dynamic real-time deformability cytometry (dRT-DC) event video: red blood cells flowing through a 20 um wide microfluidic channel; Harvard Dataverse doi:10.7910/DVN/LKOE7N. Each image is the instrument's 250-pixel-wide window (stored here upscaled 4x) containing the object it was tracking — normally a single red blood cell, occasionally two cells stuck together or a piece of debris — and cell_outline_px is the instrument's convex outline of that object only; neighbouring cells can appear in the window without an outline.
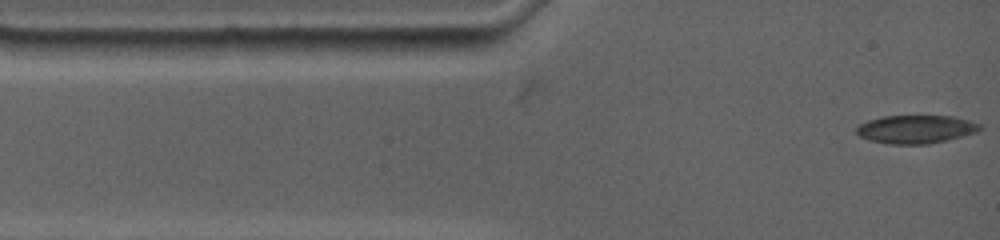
{"species": "common noctule bat (a hibernating species)", "species_latin": "Nyctalus noctula", "temperature_condition": "warm", "stored_images_in_passage": 109, "camera_frame_rate_fps": 4500, "um_per_image_px": 0.085, "animal": {"sex": "female", "body_mass_g": 19.0, "forearm_length_mm": 53.3}, "frame": {"image": 1, "passage_image": 1, "time_ms": 0.0, "image_size_px": [1000, 240], "cell_outline_px": [[980, 128], [976, 132], [928, 144], [888, 144], [868, 140], [860, 136], [856, 132], [856, 128], [860, 124], [868, 120], [884, 116], [952, 116], [968, 120], [980, 124]], "centroid_in_image_um": [77.79, 10.98], "position_along_channel_um": 7.2, "area_um2": 20.06}}
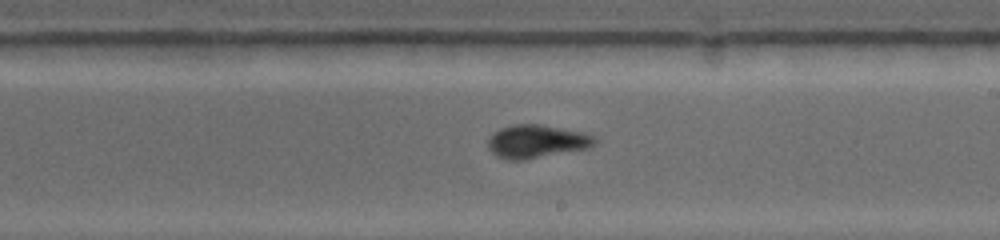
{"frame": {"image": 2, "passage_image": 47, "time_ms": 7.556, "image_size_px": [1000, 240], "cell_outline_px": [[596, 144], [588, 148], [524, 160], [508, 160], [496, 156], [488, 148], [488, 136], [500, 128], [512, 124], [540, 124], [584, 132], [596, 136]], "centroid_in_image_um": [45.6, 12.01], "position_along_channel_um": 243.4, "area_um2": 20.87}}
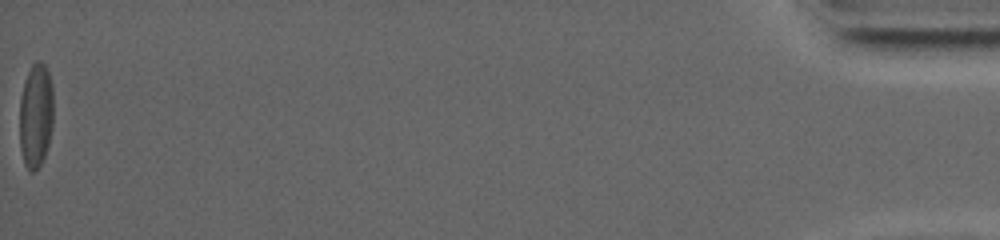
{"frame": {"image": 3, "passage_image": 109, "time_ms": 17.556, "image_size_px": [1000, 240], "cell_outline_px": [[52, 128], [48, 144], [44, 156], [40, 164], [32, 172], [28, 172], [24, 164], [20, 148], [20, 96], [24, 80], [32, 64], [36, 60], [40, 60], [44, 64], [48, 72], [52, 84]], "centroid_in_image_um": [3.03, 9.8], "position_along_channel_um": 432.2, "area_um2": 20.69}, "authors_computed_cell_mechanics": {"area_um2": 20.1144, "velocity_mm_per_s": 3.6713, "shape_relaxation_time_tau1_ms": 5.9989, "shape_relaxation_time_tau2_ms": 4.3481, "deformation_change_tau1": 0.1608, "deformation_change_tau2": 0.0839}}